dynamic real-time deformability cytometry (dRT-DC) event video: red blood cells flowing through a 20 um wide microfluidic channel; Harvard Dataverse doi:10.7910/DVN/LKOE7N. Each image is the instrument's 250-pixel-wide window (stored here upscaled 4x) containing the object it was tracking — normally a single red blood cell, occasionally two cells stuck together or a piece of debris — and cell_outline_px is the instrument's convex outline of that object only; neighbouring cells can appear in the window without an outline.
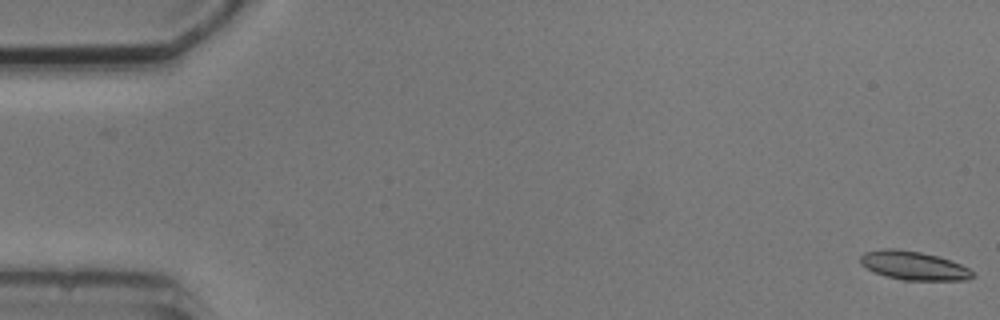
{"species": "common noctule bat (a hibernating species)", "species_latin": "Nyctalus noctula", "temperature_condition": "cold", "stored_images_in_passage": 7, "camera_frame_rate_fps": 3000, "um_per_image_px": 0.085, "animal": {"sex": "male", "body_mass_g": 20.5, "forearm_length_mm": 52.5}, "frame": {"image": 1, "passage_image": 1, "time_ms": 0.0, "image_size_px": [1000, 320], "cell_outline_px": [[976, 276], [968, 280], [900, 280], [876, 272], [860, 264], [860, 256], [864, 252], [884, 248], [896, 248], [920, 252], [936, 256], [960, 264], [968, 268]], "centroid_in_image_um": [77.65, 22.57], "position_along_channel_um": 7.3, "area_um2": 18.61}}
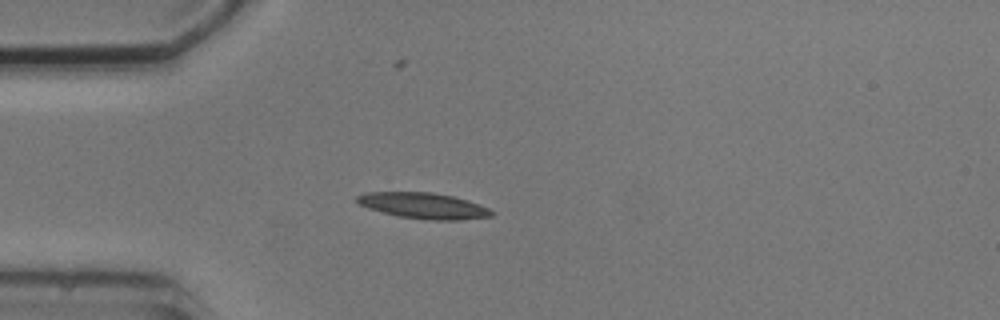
{"frame": {"image": 2, "passage_image": 5, "time_ms": 4.667, "image_size_px": [1000, 320], "cell_outline_px": [[496, 212], [492, 216], [460, 220], [432, 220], [400, 216], [368, 208], [360, 204], [356, 200], [356, 196], [364, 192], [432, 192], [452, 196], [468, 200], [488, 208]], "centroid_in_image_um": [36.02, 17.47], "position_along_channel_um": 49.0, "area_um2": 20.17}}